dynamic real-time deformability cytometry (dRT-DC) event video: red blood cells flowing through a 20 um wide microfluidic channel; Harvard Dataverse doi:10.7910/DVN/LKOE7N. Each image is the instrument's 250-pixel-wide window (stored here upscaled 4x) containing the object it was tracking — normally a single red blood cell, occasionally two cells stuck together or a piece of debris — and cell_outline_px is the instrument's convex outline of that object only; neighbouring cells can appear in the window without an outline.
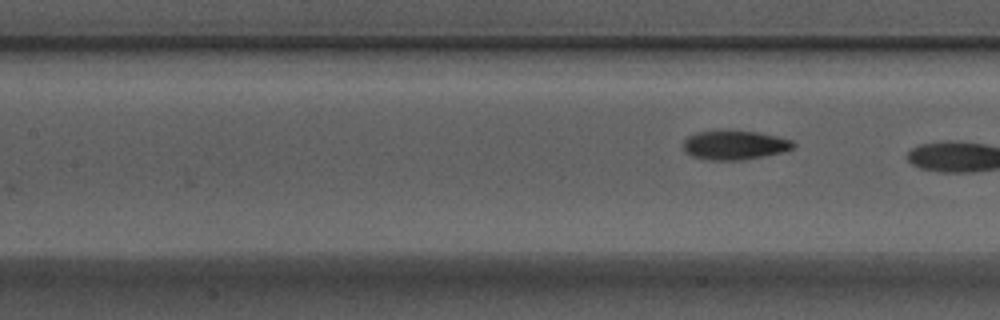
{"species": "Egyptian fruit bat (a non-hibernating species)", "species_latin": "Rousettus aegyptiacus", "temperature_condition": "warm", "stored_images_in_passage": 5, "camera_frame_rate_fps": 3000, "um_per_image_px": 0.085, "animal": {"sex": "male"}, "frame": {"image": 1, "passage_image": 5, "time_ms": 1.333, "image_size_px": [1000, 320], "cell_outline_px": [[796, 148], [784, 152], [744, 160], [712, 160], [692, 156], [684, 152], [684, 140], [688, 136], [696, 132], [756, 132], [776, 136], [792, 140], [796, 144]], "centroid_in_image_um": [62.49, 12.36], "position_along_channel_um": 144.9, "area_um2": 18.44}}